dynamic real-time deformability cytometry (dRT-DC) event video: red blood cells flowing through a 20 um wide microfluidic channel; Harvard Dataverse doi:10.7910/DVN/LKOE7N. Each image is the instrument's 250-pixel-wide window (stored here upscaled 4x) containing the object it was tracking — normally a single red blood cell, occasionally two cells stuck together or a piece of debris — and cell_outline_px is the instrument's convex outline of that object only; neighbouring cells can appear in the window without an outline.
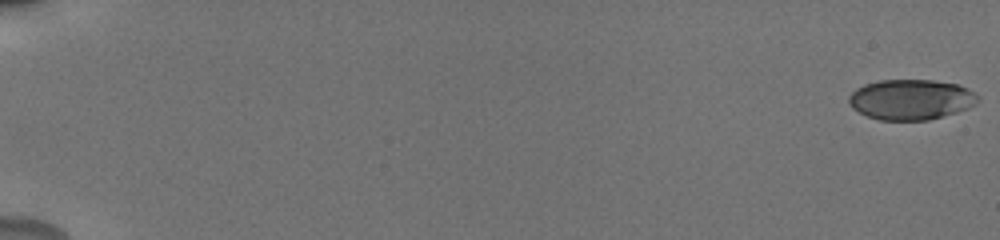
{"species": "human", "species_latin": "Homo sapiens", "temperature_condition": "cold", "stored_images_in_passage": 56, "camera_frame_rate_fps": 3000, "um_per_image_px": 0.085, "donor": {"sex": "male"}, "frame": {"image": 1, "passage_image": 1, "time_ms": 0.0, "image_size_px": [1000, 240], "cell_outline_px": [[980, 100], [976, 104], [968, 108], [956, 112], [928, 120], [880, 120], [868, 116], [852, 108], [848, 100], [848, 96], [856, 88], [864, 84], [880, 80], [932, 80], [956, 84], [968, 88], [980, 96]], "centroid_in_image_um": [77.44, 8.45], "position_along_channel_um": 7.6, "area_um2": 30.4}}
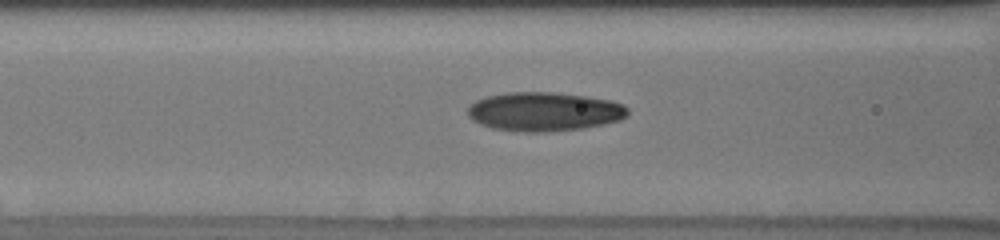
{"frame": {"image": 2, "passage_image": 26, "time_ms": 8.333, "image_size_px": [1000, 240], "cell_outline_px": [[628, 116], [620, 120], [604, 124], [580, 128], [548, 132], [524, 132], [492, 128], [480, 124], [472, 120], [468, 116], [468, 108], [476, 100], [488, 96], [508, 92], [552, 92], [584, 96], [608, 100], [624, 104], [628, 108]], "centroid_in_image_um": [46.26, 9.49], "position_along_channel_um": 120.3, "area_um2": 36.24}}
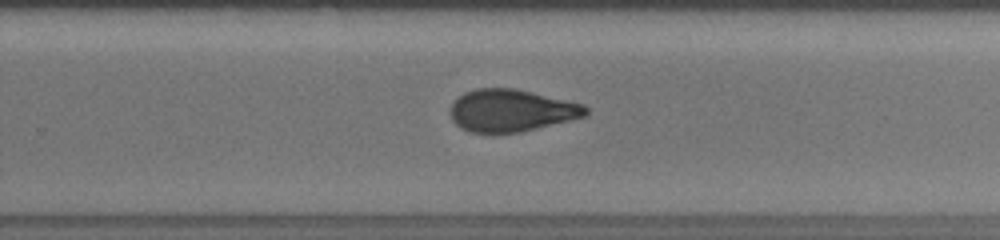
{"frame": {"image": 3, "passage_image": 39, "time_ms": 12.667, "image_size_px": [1000, 240], "cell_outline_px": [[588, 112], [584, 116], [572, 120], [520, 132], [472, 132], [460, 128], [452, 120], [448, 112], [452, 104], [464, 92], [476, 88], [512, 88], [532, 92], [584, 104], [588, 108]], "centroid_in_image_um": [43.45, 9.39], "position_along_channel_um": 286.4, "area_um2": 33.23}, "authors_computed_cell_mechanics": {"area_um2": 32.9749, "velocity_mm_per_s": 3.8373, "shape_relaxation_time_tau1_ms": 5.7343, "shape_relaxation_time_tau2_ms": 2.3899, "deformation_change_tau1": 0.173, "deformation_change_tau2": 0.0978}}